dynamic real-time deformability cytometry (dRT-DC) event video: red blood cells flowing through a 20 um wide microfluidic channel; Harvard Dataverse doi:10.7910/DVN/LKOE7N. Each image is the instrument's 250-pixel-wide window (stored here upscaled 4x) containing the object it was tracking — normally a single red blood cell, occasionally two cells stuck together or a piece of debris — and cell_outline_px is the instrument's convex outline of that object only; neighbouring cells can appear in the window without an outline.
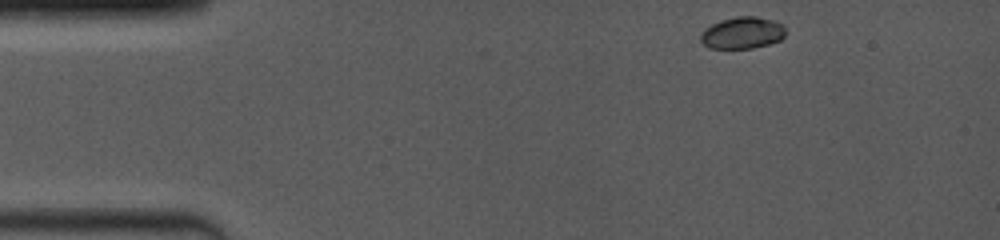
{"species": "common noctule bat (a hibernating species)", "species_latin": "Nyctalus noctula", "temperature_condition": "room temperature", "stored_images_in_passage": 42, "camera_frame_rate_fps": 4000, "um_per_image_px": 0.085, "animal": {"sex": "female", "body_mass_g": 19.0, "forearm_length_mm": 53.3}, "frame": {"image": 1, "passage_image": 1, "time_ms": 0.0, "image_size_px": [1000, 240], "cell_outline_px": [[784, 36], [780, 40], [768, 44], [752, 48], [708, 48], [700, 40], [700, 32], [704, 28], [720, 20], [736, 16], [756, 16], [776, 20], [784, 24]], "centroid_in_image_um": [63.09, 2.77], "position_along_channel_um": 21.9, "area_um2": 15.95}}
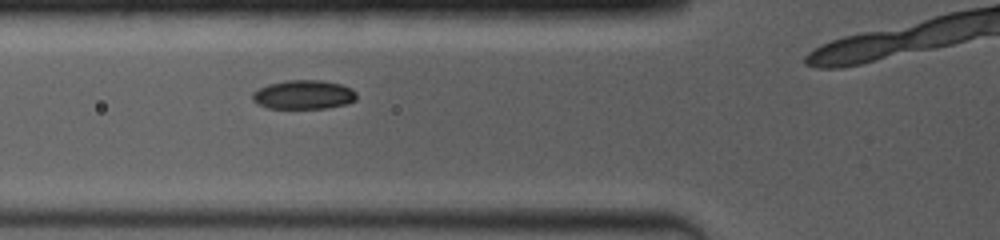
{"frame": {"image": 2, "passage_image": 18, "time_ms": 4.0, "image_size_px": [1000, 240], "cell_outline_px": [[356, 100], [348, 104], [328, 108], [268, 108], [256, 104], [252, 100], [252, 92], [268, 84], [284, 80], [320, 80], [340, 84], [352, 88], [356, 92]], "centroid_in_image_um": [25.8, 8.05], "position_along_channel_um": 100.0, "area_um2": 17.8}}
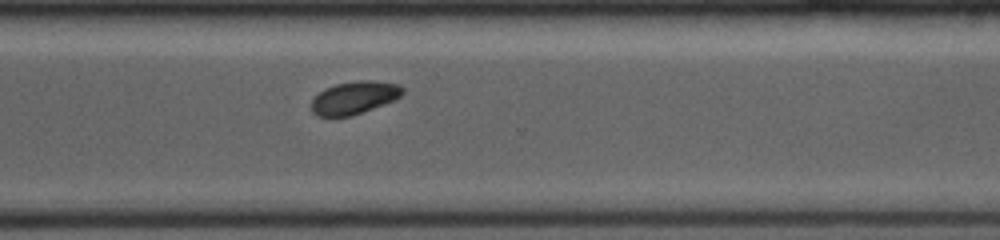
{"frame": {"image": 3, "passage_image": 39, "time_ms": 10.0, "image_size_px": [1000, 240], "cell_outline_px": [[404, 92], [396, 100], [348, 116], [316, 116], [312, 112], [312, 100], [324, 88], [336, 84], [360, 80], [372, 80], [400, 84], [404, 88]], "centroid_in_image_um": [30.14, 8.28], "position_along_channel_um": 340.5, "area_um2": 17.28}}